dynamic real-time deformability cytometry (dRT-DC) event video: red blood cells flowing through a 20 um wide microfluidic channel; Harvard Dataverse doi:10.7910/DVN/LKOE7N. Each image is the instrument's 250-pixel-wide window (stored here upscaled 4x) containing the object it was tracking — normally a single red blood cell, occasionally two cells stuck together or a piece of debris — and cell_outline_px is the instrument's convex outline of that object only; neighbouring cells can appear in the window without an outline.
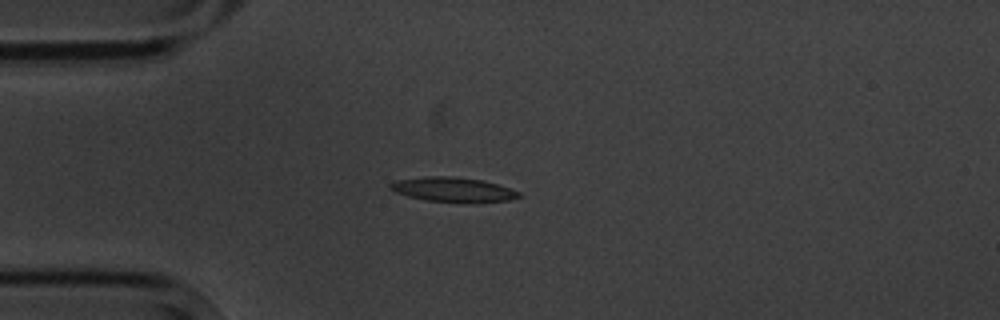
{"species": "common noctule bat (a hibernating species)", "species_latin": "Nyctalus noctula", "temperature_condition": "cold", "stored_images_in_passage": 1, "camera_frame_rate_fps": 3000, "um_per_image_px": 0.085, "animal": {"sex": "male", "body_mass_g": 20.1, "forearm_length_mm": 53.5}, "frame": {"image": 1, "passage_image": 1, "time_ms": 0.0, "image_size_px": [1000, 320], "cell_outline_px": [[524, 196], [508, 200], [424, 200], [408, 196], [396, 192], [388, 188], [388, 184], [396, 180], [424, 176], [452, 176], [484, 180], [520, 192]], "centroid_in_image_um": [38.44, 16.06], "position_along_channel_um": 46.6, "area_um2": 17.69}}